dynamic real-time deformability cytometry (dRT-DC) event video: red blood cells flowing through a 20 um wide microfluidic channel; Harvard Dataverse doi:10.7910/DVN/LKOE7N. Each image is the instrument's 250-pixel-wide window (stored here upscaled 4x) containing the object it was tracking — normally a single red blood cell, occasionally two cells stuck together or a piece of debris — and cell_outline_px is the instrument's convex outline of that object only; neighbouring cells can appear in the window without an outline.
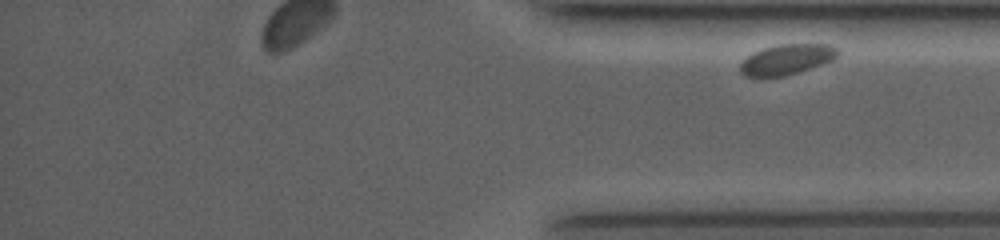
{"species": "common noctule bat (a hibernating species)", "species_latin": "Nyctalus noctula", "temperature_condition": "room temperature", "stored_images_in_passage": 32, "segment_of_instrument_passage": [2, 2], "camera_frame_rate_fps": 4000, "um_per_image_px": 0.085, "animal": {"sex": "female", "body_mass_g": 19.0, "forearm_length_mm": 53.3}, "frame": {"image": 1, "passage_image": 32, "time_ms": 10.5, "image_size_px": [1000, 240], "cell_outline_px": [[840, 52], [832, 60], [784, 76], [744, 76], [740, 72], [740, 64], [748, 56], [764, 48], [780, 44], [828, 44], [836, 48]], "centroid_in_image_um": [66.87, 5.04], "position_along_channel_um": 368.3, "area_um2": 16.76}}